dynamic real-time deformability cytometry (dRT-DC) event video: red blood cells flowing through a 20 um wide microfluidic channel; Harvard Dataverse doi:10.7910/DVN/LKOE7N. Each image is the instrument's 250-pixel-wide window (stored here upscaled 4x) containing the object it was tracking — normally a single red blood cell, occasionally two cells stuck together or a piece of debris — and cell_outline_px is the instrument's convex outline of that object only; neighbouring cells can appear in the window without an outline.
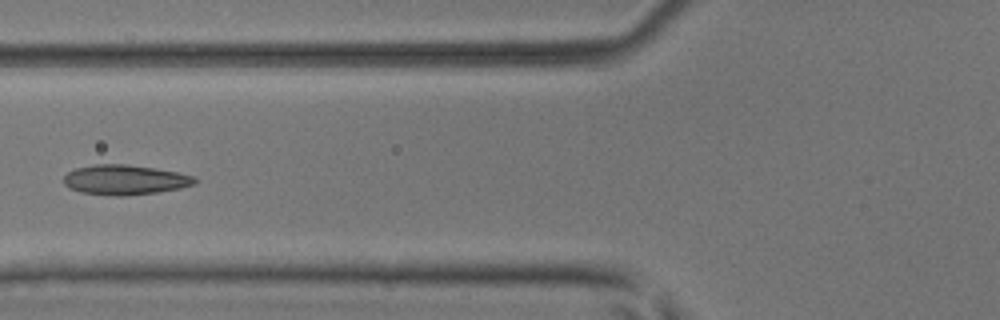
{"species": "common noctule bat (a hibernating species)", "species_latin": "Nyctalus noctula", "temperature_condition": "room temperature", "stored_images_in_passage": 5, "camera_frame_rate_fps": 3000, "um_per_image_px": 0.085, "animal": {"sex": "male", "body_mass_g": 17.9, "forearm_length_mm": 54.2}, "frame": {"image": 1, "passage_image": 5, "time_ms": 1.333, "image_size_px": [1000, 320], "cell_outline_px": [[196, 184], [180, 188], [156, 192], [124, 196], [112, 196], [80, 192], [68, 188], [64, 184], [64, 176], [68, 172], [76, 168], [96, 164], [128, 164], [176, 172], [192, 176], [196, 180]], "centroid_in_image_um": [10.57, 15.29], "position_along_channel_um": 115.2, "area_um2": 22.72}}